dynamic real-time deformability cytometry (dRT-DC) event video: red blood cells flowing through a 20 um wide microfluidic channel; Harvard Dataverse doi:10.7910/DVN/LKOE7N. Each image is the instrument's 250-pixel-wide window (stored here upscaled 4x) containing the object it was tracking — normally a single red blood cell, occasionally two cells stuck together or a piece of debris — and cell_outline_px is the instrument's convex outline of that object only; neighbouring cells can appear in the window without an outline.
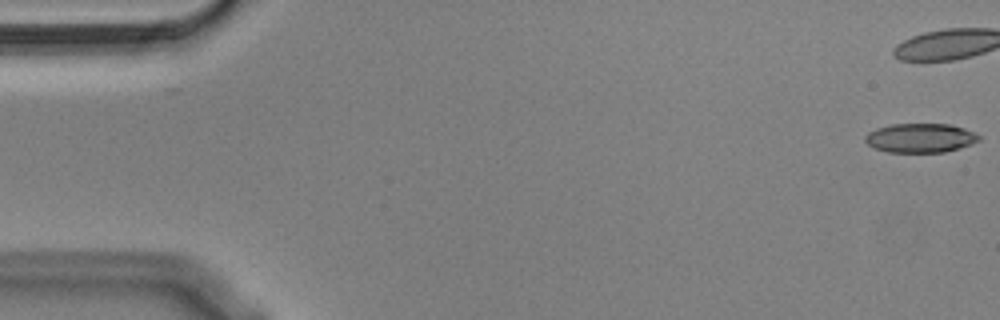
{"species": "Egyptian fruit bat (a non-hibernating species)", "species_latin": "Rousettus aegyptiacus", "temperature_condition": "cold", "stored_images_in_passage": 43, "camera_frame_rate_fps": 3000, "um_per_image_px": 0.085, "animal": {"sex": "male"}, "frame": {"image": 1, "passage_image": 1, "time_ms": 0.0, "image_size_px": [1000, 320], "cell_outline_px": [[980, 140], [972, 144], [960, 148], [944, 152], [888, 152], [876, 148], [868, 144], [864, 140], [864, 136], [868, 132], [876, 128], [892, 124], [952, 124], [964, 128], [980, 136]], "centroid_in_image_um": [78.23, 11.72], "position_along_channel_um": 6.8, "area_um2": 19.36}}